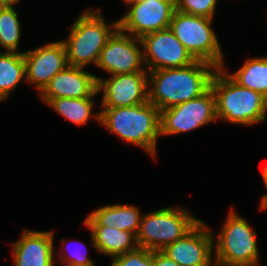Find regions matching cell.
Masks as SVG:
<instances>
[{
    "label": "cell",
    "mask_w": 267,
    "mask_h": 266,
    "mask_svg": "<svg viewBox=\"0 0 267 266\" xmlns=\"http://www.w3.org/2000/svg\"><path fill=\"white\" fill-rule=\"evenodd\" d=\"M217 69L196 61L185 67L148 71V101L162 111L200 97L211 88Z\"/></svg>",
    "instance_id": "cell-1"
},
{
    "label": "cell",
    "mask_w": 267,
    "mask_h": 266,
    "mask_svg": "<svg viewBox=\"0 0 267 266\" xmlns=\"http://www.w3.org/2000/svg\"><path fill=\"white\" fill-rule=\"evenodd\" d=\"M102 108L94 114L101 125L155 158L157 139L161 135V111L157 107L148 101L130 107Z\"/></svg>",
    "instance_id": "cell-2"
},
{
    "label": "cell",
    "mask_w": 267,
    "mask_h": 266,
    "mask_svg": "<svg viewBox=\"0 0 267 266\" xmlns=\"http://www.w3.org/2000/svg\"><path fill=\"white\" fill-rule=\"evenodd\" d=\"M224 68H218L211 81L216 98L217 119L242 125L264 121L267 98L259 92L238 85L227 75Z\"/></svg>",
    "instance_id": "cell-3"
},
{
    "label": "cell",
    "mask_w": 267,
    "mask_h": 266,
    "mask_svg": "<svg viewBox=\"0 0 267 266\" xmlns=\"http://www.w3.org/2000/svg\"><path fill=\"white\" fill-rule=\"evenodd\" d=\"M118 28L119 21L109 27L100 14V9L84 11L71 27L69 37L63 40L68 65L80 68L89 63L96 65L100 52Z\"/></svg>",
    "instance_id": "cell-4"
},
{
    "label": "cell",
    "mask_w": 267,
    "mask_h": 266,
    "mask_svg": "<svg viewBox=\"0 0 267 266\" xmlns=\"http://www.w3.org/2000/svg\"><path fill=\"white\" fill-rule=\"evenodd\" d=\"M216 240L215 266H259L256 232L234 208Z\"/></svg>",
    "instance_id": "cell-5"
},
{
    "label": "cell",
    "mask_w": 267,
    "mask_h": 266,
    "mask_svg": "<svg viewBox=\"0 0 267 266\" xmlns=\"http://www.w3.org/2000/svg\"><path fill=\"white\" fill-rule=\"evenodd\" d=\"M199 221L179 207L152 211L141 217L137 244L140 248L161 251L186 235Z\"/></svg>",
    "instance_id": "cell-6"
},
{
    "label": "cell",
    "mask_w": 267,
    "mask_h": 266,
    "mask_svg": "<svg viewBox=\"0 0 267 266\" xmlns=\"http://www.w3.org/2000/svg\"><path fill=\"white\" fill-rule=\"evenodd\" d=\"M212 20L175 10L169 28L196 61H204L222 68L223 52L211 27Z\"/></svg>",
    "instance_id": "cell-7"
},
{
    "label": "cell",
    "mask_w": 267,
    "mask_h": 266,
    "mask_svg": "<svg viewBox=\"0 0 267 266\" xmlns=\"http://www.w3.org/2000/svg\"><path fill=\"white\" fill-rule=\"evenodd\" d=\"M216 98L210 88L200 97L161 111V135H174L216 121Z\"/></svg>",
    "instance_id": "cell-8"
},
{
    "label": "cell",
    "mask_w": 267,
    "mask_h": 266,
    "mask_svg": "<svg viewBox=\"0 0 267 266\" xmlns=\"http://www.w3.org/2000/svg\"><path fill=\"white\" fill-rule=\"evenodd\" d=\"M129 11L119 19V28L135 38L170 27L175 0L133 1Z\"/></svg>",
    "instance_id": "cell-9"
},
{
    "label": "cell",
    "mask_w": 267,
    "mask_h": 266,
    "mask_svg": "<svg viewBox=\"0 0 267 266\" xmlns=\"http://www.w3.org/2000/svg\"><path fill=\"white\" fill-rule=\"evenodd\" d=\"M141 42L147 71L180 68L196 62L170 28L146 34Z\"/></svg>",
    "instance_id": "cell-10"
},
{
    "label": "cell",
    "mask_w": 267,
    "mask_h": 266,
    "mask_svg": "<svg viewBox=\"0 0 267 266\" xmlns=\"http://www.w3.org/2000/svg\"><path fill=\"white\" fill-rule=\"evenodd\" d=\"M140 38L128 36L118 28L99 55L97 67L111 75L147 71Z\"/></svg>",
    "instance_id": "cell-11"
},
{
    "label": "cell",
    "mask_w": 267,
    "mask_h": 266,
    "mask_svg": "<svg viewBox=\"0 0 267 266\" xmlns=\"http://www.w3.org/2000/svg\"><path fill=\"white\" fill-rule=\"evenodd\" d=\"M148 71L95 76L98 92L103 90L101 107H130L148 102Z\"/></svg>",
    "instance_id": "cell-12"
},
{
    "label": "cell",
    "mask_w": 267,
    "mask_h": 266,
    "mask_svg": "<svg viewBox=\"0 0 267 266\" xmlns=\"http://www.w3.org/2000/svg\"><path fill=\"white\" fill-rule=\"evenodd\" d=\"M214 234L203 221H199L186 235L161 252L180 266H213Z\"/></svg>",
    "instance_id": "cell-13"
},
{
    "label": "cell",
    "mask_w": 267,
    "mask_h": 266,
    "mask_svg": "<svg viewBox=\"0 0 267 266\" xmlns=\"http://www.w3.org/2000/svg\"><path fill=\"white\" fill-rule=\"evenodd\" d=\"M26 64V81L42 91L51 78L67 65V50L63 41L47 43L34 50L23 52Z\"/></svg>",
    "instance_id": "cell-14"
},
{
    "label": "cell",
    "mask_w": 267,
    "mask_h": 266,
    "mask_svg": "<svg viewBox=\"0 0 267 266\" xmlns=\"http://www.w3.org/2000/svg\"><path fill=\"white\" fill-rule=\"evenodd\" d=\"M96 90L95 75L83 71V68L67 65L39 93L42 100L48 103L51 99L90 97Z\"/></svg>",
    "instance_id": "cell-15"
},
{
    "label": "cell",
    "mask_w": 267,
    "mask_h": 266,
    "mask_svg": "<svg viewBox=\"0 0 267 266\" xmlns=\"http://www.w3.org/2000/svg\"><path fill=\"white\" fill-rule=\"evenodd\" d=\"M22 237L12 244L15 266H53V232L24 230Z\"/></svg>",
    "instance_id": "cell-16"
},
{
    "label": "cell",
    "mask_w": 267,
    "mask_h": 266,
    "mask_svg": "<svg viewBox=\"0 0 267 266\" xmlns=\"http://www.w3.org/2000/svg\"><path fill=\"white\" fill-rule=\"evenodd\" d=\"M138 207L132 205H108L96 209L85 219L86 226H106L132 232L137 235L141 217Z\"/></svg>",
    "instance_id": "cell-17"
},
{
    "label": "cell",
    "mask_w": 267,
    "mask_h": 266,
    "mask_svg": "<svg viewBox=\"0 0 267 266\" xmlns=\"http://www.w3.org/2000/svg\"><path fill=\"white\" fill-rule=\"evenodd\" d=\"M87 227L92 231L91 243L99 253L116 257L139 247L136 235L132 232L106 226Z\"/></svg>",
    "instance_id": "cell-18"
},
{
    "label": "cell",
    "mask_w": 267,
    "mask_h": 266,
    "mask_svg": "<svg viewBox=\"0 0 267 266\" xmlns=\"http://www.w3.org/2000/svg\"><path fill=\"white\" fill-rule=\"evenodd\" d=\"M24 78L26 64L23 52L0 51V101L7 99Z\"/></svg>",
    "instance_id": "cell-19"
},
{
    "label": "cell",
    "mask_w": 267,
    "mask_h": 266,
    "mask_svg": "<svg viewBox=\"0 0 267 266\" xmlns=\"http://www.w3.org/2000/svg\"><path fill=\"white\" fill-rule=\"evenodd\" d=\"M227 75L238 85L267 98V57L248 58L237 72Z\"/></svg>",
    "instance_id": "cell-20"
},
{
    "label": "cell",
    "mask_w": 267,
    "mask_h": 266,
    "mask_svg": "<svg viewBox=\"0 0 267 266\" xmlns=\"http://www.w3.org/2000/svg\"><path fill=\"white\" fill-rule=\"evenodd\" d=\"M96 94H98V90L90 97L51 99L47 104L61 116L70 120V122L77 125H84L87 124V121L92 116L91 113L94 105L92 97Z\"/></svg>",
    "instance_id": "cell-21"
},
{
    "label": "cell",
    "mask_w": 267,
    "mask_h": 266,
    "mask_svg": "<svg viewBox=\"0 0 267 266\" xmlns=\"http://www.w3.org/2000/svg\"><path fill=\"white\" fill-rule=\"evenodd\" d=\"M17 12L12 6L0 7V47L7 52H18L21 29Z\"/></svg>",
    "instance_id": "cell-22"
},
{
    "label": "cell",
    "mask_w": 267,
    "mask_h": 266,
    "mask_svg": "<svg viewBox=\"0 0 267 266\" xmlns=\"http://www.w3.org/2000/svg\"><path fill=\"white\" fill-rule=\"evenodd\" d=\"M217 0H175V9L189 15L213 19Z\"/></svg>",
    "instance_id": "cell-23"
},
{
    "label": "cell",
    "mask_w": 267,
    "mask_h": 266,
    "mask_svg": "<svg viewBox=\"0 0 267 266\" xmlns=\"http://www.w3.org/2000/svg\"><path fill=\"white\" fill-rule=\"evenodd\" d=\"M111 266H152V251L138 247L136 250L113 257Z\"/></svg>",
    "instance_id": "cell-24"
},
{
    "label": "cell",
    "mask_w": 267,
    "mask_h": 266,
    "mask_svg": "<svg viewBox=\"0 0 267 266\" xmlns=\"http://www.w3.org/2000/svg\"><path fill=\"white\" fill-rule=\"evenodd\" d=\"M82 249H81V251H82ZM67 250H69V248ZM70 251H72V250H70ZM81 251L79 249H77L76 252L73 251V254L72 253L69 254V252H68L67 253L68 255L66 254L65 257L60 255L59 258L61 260V263L62 264L63 263H65V264H73V265H79V266H95L94 262L90 258H88L86 253L84 254Z\"/></svg>",
    "instance_id": "cell-25"
},
{
    "label": "cell",
    "mask_w": 267,
    "mask_h": 266,
    "mask_svg": "<svg viewBox=\"0 0 267 266\" xmlns=\"http://www.w3.org/2000/svg\"><path fill=\"white\" fill-rule=\"evenodd\" d=\"M152 266H180L161 251H152Z\"/></svg>",
    "instance_id": "cell-26"
},
{
    "label": "cell",
    "mask_w": 267,
    "mask_h": 266,
    "mask_svg": "<svg viewBox=\"0 0 267 266\" xmlns=\"http://www.w3.org/2000/svg\"><path fill=\"white\" fill-rule=\"evenodd\" d=\"M262 177H263V182L265 184V187L267 188V165L263 168ZM260 209L261 210L267 209V194H265L262 197V200L260 202Z\"/></svg>",
    "instance_id": "cell-27"
},
{
    "label": "cell",
    "mask_w": 267,
    "mask_h": 266,
    "mask_svg": "<svg viewBox=\"0 0 267 266\" xmlns=\"http://www.w3.org/2000/svg\"><path fill=\"white\" fill-rule=\"evenodd\" d=\"M20 0H0V7L1 6H12L17 4Z\"/></svg>",
    "instance_id": "cell-28"
},
{
    "label": "cell",
    "mask_w": 267,
    "mask_h": 266,
    "mask_svg": "<svg viewBox=\"0 0 267 266\" xmlns=\"http://www.w3.org/2000/svg\"><path fill=\"white\" fill-rule=\"evenodd\" d=\"M126 3H127V5L129 4V3H131V2H133V1H137V0H124Z\"/></svg>",
    "instance_id": "cell-29"
},
{
    "label": "cell",
    "mask_w": 267,
    "mask_h": 266,
    "mask_svg": "<svg viewBox=\"0 0 267 266\" xmlns=\"http://www.w3.org/2000/svg\"><path fill=\"white\" fill-rule=\"evenodd\" d=\"M66 266H79V265L66 264Z\"/></svg>",
    "instance_id": "cell-30"
}]
</instances>
